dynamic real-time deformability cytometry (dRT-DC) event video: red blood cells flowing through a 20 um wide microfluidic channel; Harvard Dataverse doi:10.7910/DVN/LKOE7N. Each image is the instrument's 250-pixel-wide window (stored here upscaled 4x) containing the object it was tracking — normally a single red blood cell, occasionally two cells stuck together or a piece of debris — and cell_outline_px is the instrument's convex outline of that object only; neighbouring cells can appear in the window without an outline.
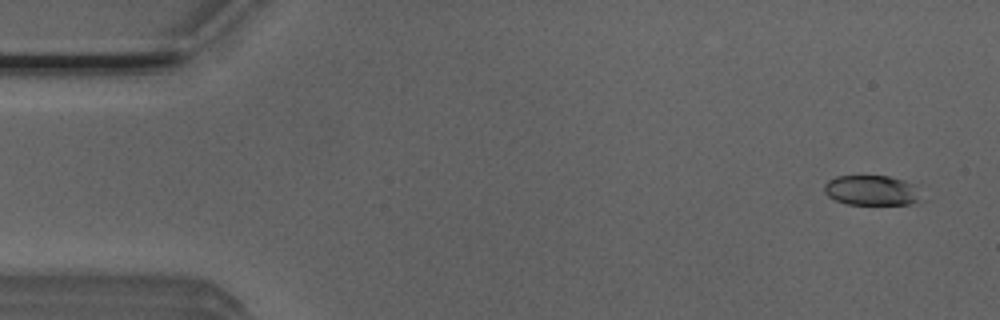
{"species": "Egyptian fruit bat (a non-hibernating species)", "species_latin": "Rousettus aegyptiacus", "temperature_condition": "room temperature", "stored_images_in_passage": 53, "camera_frame_rate_fps": 3000, "um_per_image_px": 0.085, "animal": {"sex": "male"}, "frame": {"image": 1, "passage_image": 3, "time_ms": 0.667, "image_size_px": [1000, 320], "cell_outline_px": [[924, 200], [908, 204], [848, 204], [836, 200], [828, 196], [824, 192], [824, 184], [828, 180], [836, 176], [888, 176], [904, 180], [916, 184]], "centroid_in_image_um": [74.14, 16.18], "position_along_channel_um": 10.9, "area_um2": 17.22}}
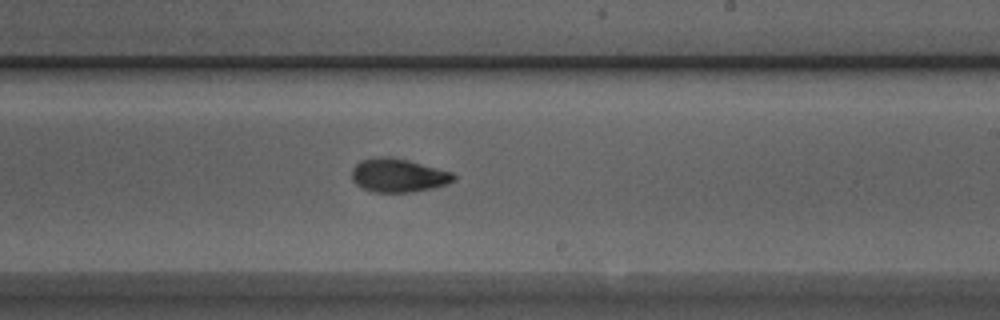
{"frame": {"image": 2, "passage_image": 31, "time_ms": 10.0, "image_size_px": [1000, 320], "cell_outline_px": [[456, 180], [448, 184], [432, 188], [412, 192], [372, 192], [360, 188], [352, 180], [352, 168], [360, 160], [376, 156], [388, 156], [408, 160], [452, 172], [456, 176]], "centroid_in_image_um": [33.83, 14.9], "position_along_channel_um": 255.2, "area_um2": 20.17}}
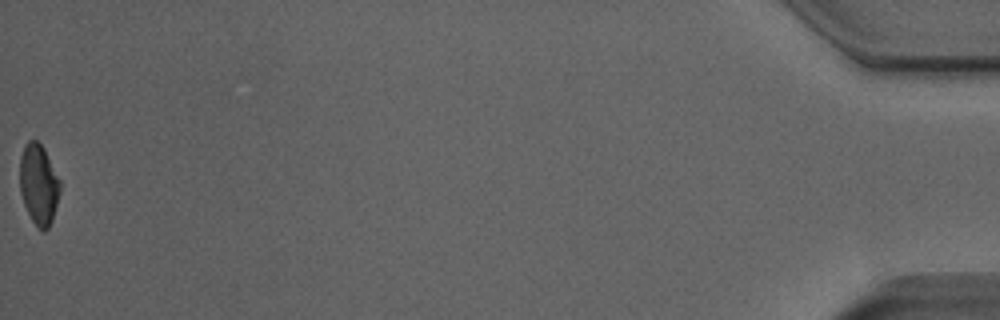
{"frame": {"image": 3, "passage_image": 53, "time_ms": 17.333, "image_size_px": [1000, 320], "cell_outline_px": [[60, 192], [52, 220], [48, 228], [44, 232], [32, 220], [24, 204], [20, 192], [20, 156], [28, 140], [36, 140], [44, 148], [60, 180]], "centroid_in_image_um": [3.29, 15.66], "position_along_channel_um": 431.9, "area_um2": 18.67}, "authors_computed_cell_mechanics": {"area_um2": 19.363, "velocity_mm_per_s": 3.8911, "shape_relaxation_time_tau1_ms": 4.1483, "shape_relaxation_time_tau2_ms": 2.3248, "deformation_change_tau1": 0.1438, "deformation_change_tau2": 0.0733}}